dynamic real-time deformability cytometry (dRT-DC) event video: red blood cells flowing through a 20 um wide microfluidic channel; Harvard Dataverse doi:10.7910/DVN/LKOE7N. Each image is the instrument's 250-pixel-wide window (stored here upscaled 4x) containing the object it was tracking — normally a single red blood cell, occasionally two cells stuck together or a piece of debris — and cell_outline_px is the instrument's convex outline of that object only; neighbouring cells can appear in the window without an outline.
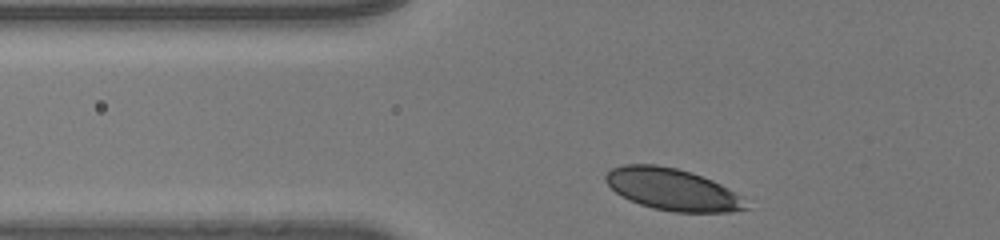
{"species": "human", "species_latin": "Homo sapiens", "temperature_condition": "room temperature", "stored_images_in_passage": 33, "camera_frame_rate_fps": 3000, "um_per_image_px": 0.085, "donor": {"sex": "male"}, "frame": {"image": 1, "passage_image": 6, "time_ms": 1.667, "image_size_px": [1000, 240], "cell_outline_px": [[748, 208], [732, 212], [672, 212], [652, 208], [640, 204], [616, 192], [604, 180], [604, 176], [612, 168], [624, 164], [656, 164], [676, 168], [692, 172], [712, 180], [744, 196]], "centroid_in_image_um": [57.19, 16.1], "position_along_channel_um": 68.6, "area_um2": 34.22}}
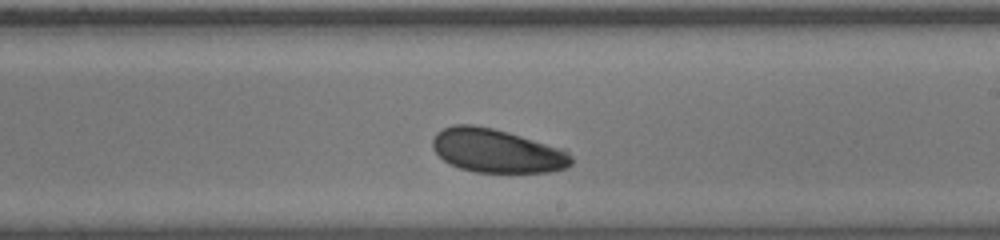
{"frame": {"image": 2, "passage_image": 21, "time_ms": 6.667, "image_size_px": [1000, 240], "cell_outline_px": [[572, 164], [568, 168], [552, 172], [476, 172], [460, 168], [448, 164], [432, 148], [432, 136], [436, 132], [452, 124], [476, 124], [508, 132], [564, 148], [572, 156]], "centroid_in_image_um": [42.24, 12.81], "position_along_channel_um": 246.8, "area_um2": 35.78}}
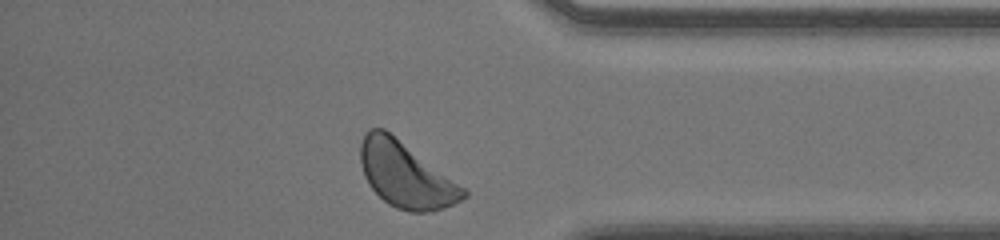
{"frame": {"image": 3, "passage_image": 33, "time_ms": 10.667, "image_size_px": [1000, 240], "cell_outline_px": [[468, 196], [444, 208], [424, 212], [408, 212], [396, 208], [388, 204], [368, 184], [364, 176], [360, 164], [360, 144], [364, 132], [368, 128], [384, 128], [464, 188], [468, 192]], "centroid_in_image_um": [34.43, 14.86], "position_along_channel_um": 400.8, "area_um2": 38.78}, "authors_computed_cell_mechanics": {"area_um2": 35.836, "velocity_mm_per_s": 3.9814, "shape_relaxation_time_tau1_ms": 1.146, "shape_relaxation_time_tau2_ms": null, "deformation_change_tau1": 0.0524, "deformation_change_tau2": null}}